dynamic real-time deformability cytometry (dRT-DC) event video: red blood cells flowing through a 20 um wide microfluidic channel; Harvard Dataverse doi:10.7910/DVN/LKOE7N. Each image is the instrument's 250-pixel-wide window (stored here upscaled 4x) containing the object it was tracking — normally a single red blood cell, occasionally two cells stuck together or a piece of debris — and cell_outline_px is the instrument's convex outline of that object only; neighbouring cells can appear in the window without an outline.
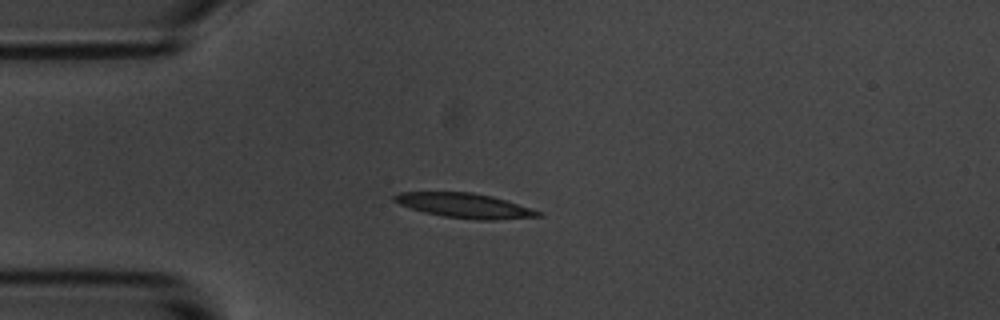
{"species": "common noctule bat (a hibernating species)", "species_latin": "Nyctalus noctula", "temperature_condition": "room temperature", "stored_images_in_passage": 9, "camera_frame_rate_fps": 3000, "um_per_image_px": 0.085, "animal": {"sex": "male", "body_mass_g": 20.1, "forearm_length_mm": 53.5}, "frame": {"image": 1, "passage_image": 3, "time_ms": 2.333, "image_size_px": [1000, 320], "cell_outline_px": [[544, 216], [496, 220], [472, 220], [444, 216], [424, 212], [400, 204], [392, 200], [392, 196], [400, 192], [472, 192], [492, 196], [540, 212]], "centroid_in_image_um": [39.46, 17.48], "position_along_channel_um": 45.5, "area_um2": 20.46}}
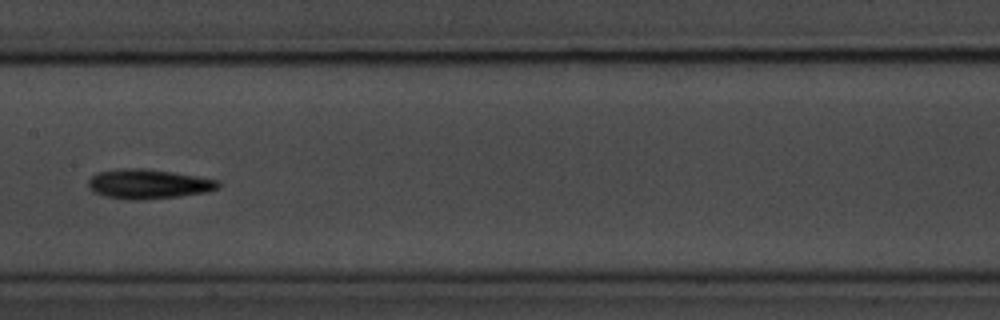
{"frame": {"image": 2, "passage_image": 7, "time_ms": 7.0, "image_size_px": [1000, 320], "cell_outline_px": [[220, 188], [208, 192], [180, 196], [144, 200], [132, 200], [104, 196], [92, 192], [88, 188], [88, 180], [96, 172], [124, 168], [148, 168], [220, 180]], "centroid_in_image_um": [12.61, 15.64], "position_along_channel_um": 194.8, "area_um2": 22.72}}
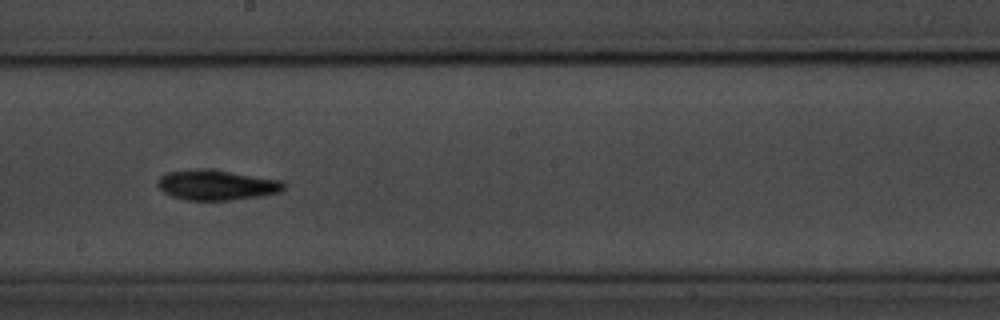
{"frame": {"image": 3, "passage_image": 8, "time_ms": 8.0, "image_size_px": [1000, 320], "cell_outline_px": [[288, 184], [280, 192], [264, 196], [228, 200], [184, 200], [172, 196], [164, 192], [156, 184], [156, 180], [164, 172], [228, 172], [284, 180]], "centroid_in_image_um": [18.48, 15.78], "position_along_channel_um": 229.7, "area_um2": 21.44}}